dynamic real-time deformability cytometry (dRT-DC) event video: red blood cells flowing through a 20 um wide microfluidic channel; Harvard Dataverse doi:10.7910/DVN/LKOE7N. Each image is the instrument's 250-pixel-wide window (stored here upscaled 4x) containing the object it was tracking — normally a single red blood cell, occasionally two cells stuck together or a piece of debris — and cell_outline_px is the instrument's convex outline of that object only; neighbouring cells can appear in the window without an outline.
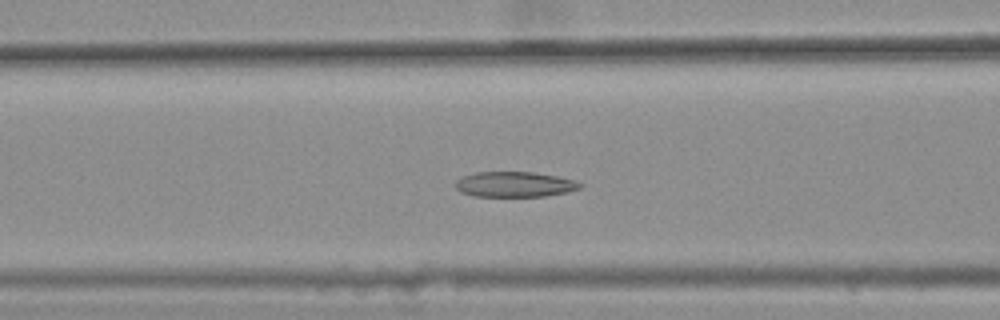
{"species": "common noctule bat (a hibernating species)", "species_latin": "Nyctalus noctula", "temperature_condition": "warm", "stored_images_in_passage": 40, "camera_frame_rate_fps": 3000, "um_per_image_px": 0.085, "animal": {"sex": "female", "body_mass_g": 25.1}, "frame": {"image": 1, "passage_image": 16, "time_ms": 5.0, "image_size_px": [1000, 320], "cell_outline_px": [[584, 184], [580, 188], [568, 192], [544, 196], [472, 196], [460, 192], [456, 188], [456, 180], [460, 176], [476, 172], [536, 172], [576, 180]], "centroid_in_image_um": [43.74, 15.66], "position_along_channel_um": 122.9, "area_um2": 18.55}}
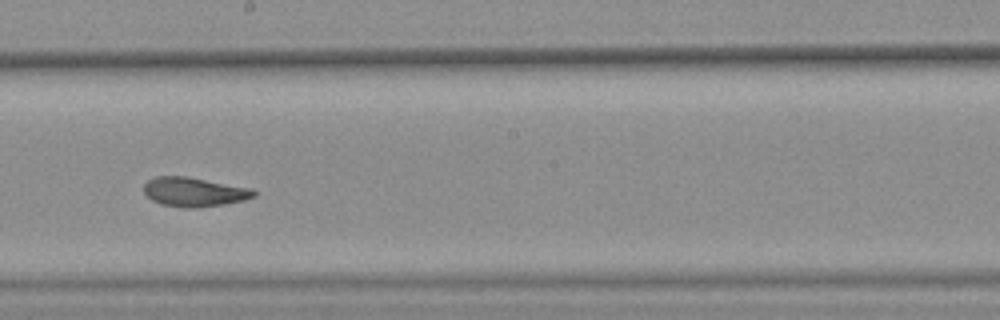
{"frame": {"image": 2, "passage_image": 25, "time_ms": 8.0, "image_size_px": [1000, 320], "cell_outline_px": [[256, 196], [244, 200], [224, 204], [196, 208], [184, 208], [160, 204], [152, 200], [144, 192], [144, 184], [148, 180], [156, 176], [184, 176], [252, 188], [256, 192]], "centroid_in_image_um": [16.5, 16.32], "position_along_channel_um": 231.7, "area_um2": 18.73}}
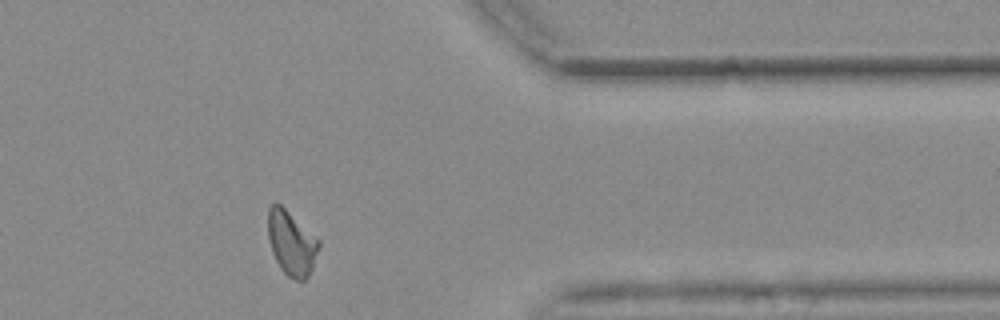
{"frame": {"image": 3, "passage_image": 39, "time_ms": 12.667, "image_size_px": [1000, 320], "cell_outline_px": [[320, 244], [312, 268], [308, 276], [304, 280], [296, 280], [288, 276], [280, 268], [272, 252], [268, 240], [268, 208], [276, 200], [320, 240]], "centroid_in_image_um": [24.76, 20.64], "position_along_channel_um": 386.6, "area_um2": 19.07}, "authors_computed_cell_mechanics": {"area_um2": 19.0451, "velocity_mm_per_s": 3.6353, "shape_relaxation_time_tau1_ms": null, "shape_relaxation_time_tau2_ms": 2.7286, "deformation_change_tau1": null, "deformation_change_tau2": 0.1031}}